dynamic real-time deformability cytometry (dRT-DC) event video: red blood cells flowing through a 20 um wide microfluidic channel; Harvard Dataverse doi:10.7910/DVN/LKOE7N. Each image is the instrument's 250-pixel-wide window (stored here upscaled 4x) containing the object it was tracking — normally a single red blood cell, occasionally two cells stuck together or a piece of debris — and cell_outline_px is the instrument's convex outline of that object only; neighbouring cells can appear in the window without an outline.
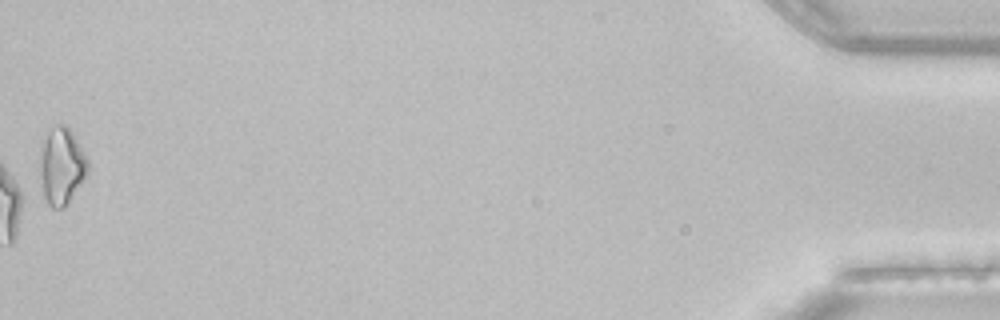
{"species": "common noctule bat (a hibernating species)", "species_latin": "Nyctalus noctula", "temperature_condition": "room temperature", "stored_images_in_passage": 47, "camera_frame_rate_fps": 3000, "um_per_image_px": 0.085, "animal": {"sex": "female", "body_mass_g": 22.7, "forearm_length_mm": 54.2}, "frame": {"image": 1, "passage_image": 47, "time_ms": 15.333, "image_size_px": [1000, 320], "cell_outline_px": [[88, 172], [68, 204], [64, 208], [52, 208], [48, 204], [44, 196], [40, 176], [40, 156], [44, 140], [48, 132], [52, 128], [60, 124], [64, 124], [72, 132], [80, 144], [88, 160]], "centroid_in_image_um": [5.25, 14.14], "position_along_channel_um": 430.0, "area_um2": 21.27}}